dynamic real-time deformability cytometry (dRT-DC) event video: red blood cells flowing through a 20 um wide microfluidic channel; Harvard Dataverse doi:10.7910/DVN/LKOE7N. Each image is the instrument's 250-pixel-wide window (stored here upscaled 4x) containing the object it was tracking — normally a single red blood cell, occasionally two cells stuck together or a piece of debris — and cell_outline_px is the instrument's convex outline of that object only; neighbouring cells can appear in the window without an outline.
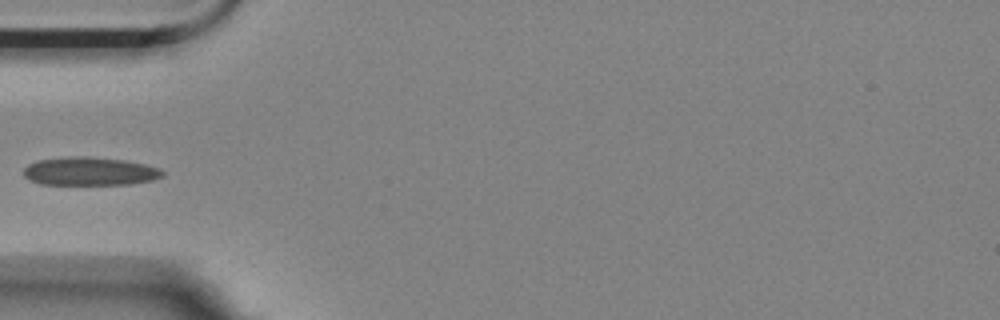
{"species": "Egyptian fruit bat (a non-hibernating species)", "species_latin": "Rousettus aegyptiacus", "temperature_condition": "room temperature", "stored_images_in_passage": 4, "camera_frame_rate_fps": 3000, "um_per_image_px": 0.085, "animal": {"sex": "female"}, "frame": {"image": 1, "passage_image": 4, "time_ms": 1.0, "image_size_px": [1000, 320], "cell_outline_px": [[164, 176], [152, 180], [132, 184], [40, 184], [28, 180], [24, 176], [24, 168], [28, 164], [36, 160], [68, 156], [84, 156], [124, 160], [144, 164], [156, 168], [164, 172]], "centroid_in_image_um": [7.58, 14.56], "position_along_channel_um": 77.4, "area_um2": 22.95}}